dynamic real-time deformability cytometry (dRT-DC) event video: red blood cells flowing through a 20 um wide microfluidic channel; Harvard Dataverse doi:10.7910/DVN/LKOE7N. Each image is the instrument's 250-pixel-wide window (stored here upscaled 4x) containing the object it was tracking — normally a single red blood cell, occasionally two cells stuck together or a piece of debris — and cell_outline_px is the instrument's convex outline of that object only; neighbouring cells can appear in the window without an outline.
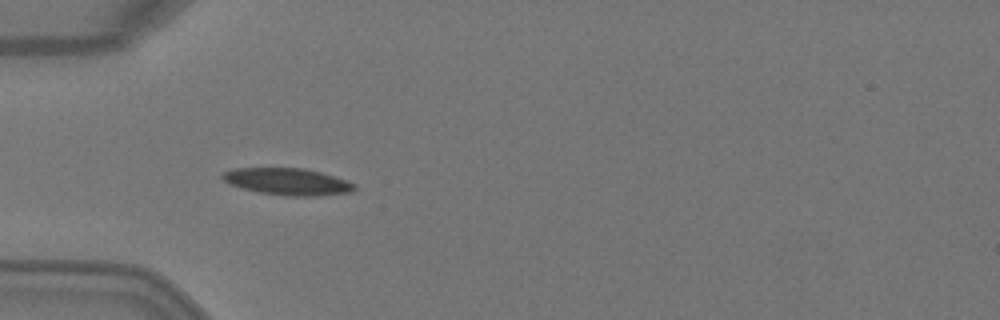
{"species": "Egyptian fruit bat (a non-hibernating species)", "species_latin": "Rousettus aegyptiacus", "temperature_condition": "warm", "stored_images_in_passage": 5, "camera_frame_rate_fps": 3000, "um_per_image_px": 0.085, "animal": {"sex": "female"}, "frame": {"image": 1, "passage_image": 4, "time_ms": 1.0, "image_size_px": [1000, 320], "cell_outline_px": [[356, 188], [352, 192], [320, 196], [284, 196], [260, 192], [228, 184], [220, 176], [224, 172], [236, 168], [304, 168], [320, 172], [356, 184]], "centroid_in_image_um": [24.45, 15.44], "position_along_channel_um": 60.5, "area_um2": 20.58}}